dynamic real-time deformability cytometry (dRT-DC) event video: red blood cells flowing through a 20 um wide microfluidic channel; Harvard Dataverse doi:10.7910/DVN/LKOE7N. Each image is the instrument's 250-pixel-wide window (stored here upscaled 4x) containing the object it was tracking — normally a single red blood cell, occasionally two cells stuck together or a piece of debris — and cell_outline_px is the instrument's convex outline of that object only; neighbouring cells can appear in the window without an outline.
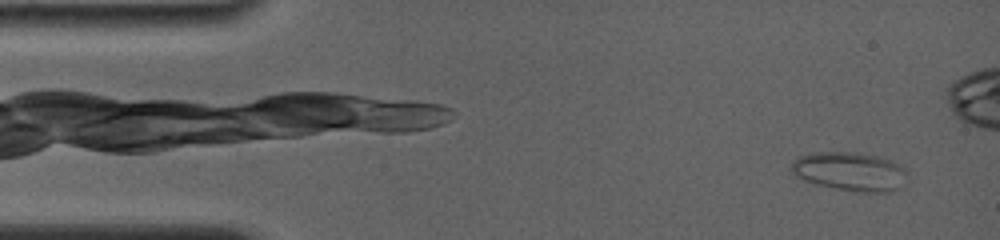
{"species": "common noctule bat (a hibernating species)", "species_latin": "Nyctalus noctula", "temperature_condition": "room temperature", "stored_images_in_passage": 5, "camera_frame_rate_fps": 4000, "um_per_image_px": 0.085, "animal": {"sex": "female", "body_mass_g": 19.0, "forearm_length_mm": 56.7}, "frame": {"image": 1, "passage_image": 1, "time_ms": 0.0, "image_size_px": [1000, 240], "cell_outline_px": [[904, 172], [896, 188], [888, 192], [856, 192], [816, 184], [804, 180], [796, 176], [788, 168], [792, 160], [796, 156], [812, 152], [860, 152], [880, 156], [904, 168]], "centroid_in_image_um": [72.09, 14.54], "position_along_channel_um": 12.9, "area_um2": 25.95}}
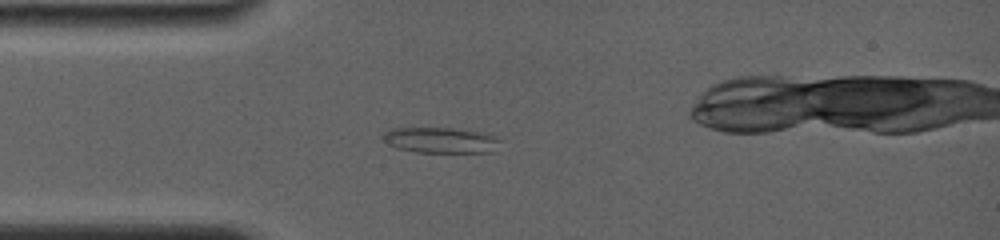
{"frame": {"image": 2, "passage_image": 4, "time_ms": 3.25, "image_size_px": [1000, 240], "cell_outline_px": [[504, 140], [492, 152], [416, 152], [396, 148], [388, 144], [384, 140], [384, 132], [392, 128], [452, 128], [480, 132], [496, 136]], "centroid_in_image_um": [37.5, 11.92], "position_along_channel_um": 47.5, "area_um2": 17.57}}